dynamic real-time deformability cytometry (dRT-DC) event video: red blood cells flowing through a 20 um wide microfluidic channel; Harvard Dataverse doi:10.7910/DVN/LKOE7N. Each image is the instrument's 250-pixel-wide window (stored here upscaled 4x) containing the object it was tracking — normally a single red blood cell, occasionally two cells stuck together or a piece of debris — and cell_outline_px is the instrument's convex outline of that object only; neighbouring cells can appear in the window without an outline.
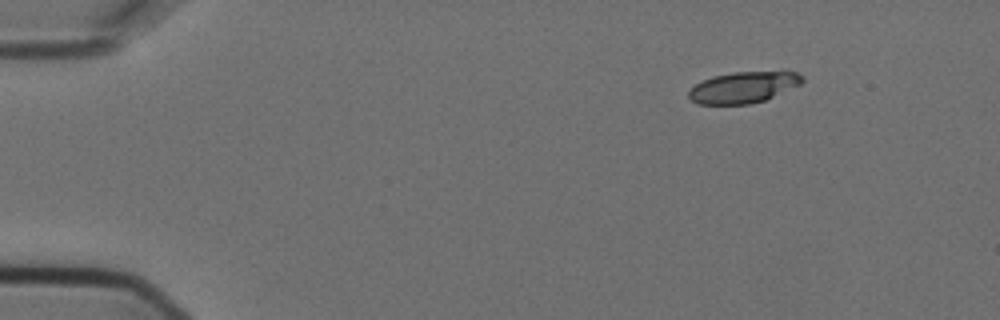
{"species": "Egyptian fruit bat (a non-hibernating species)", "species_latin": "Rousettus aegyptiacus", "temperature_condition": "cold", "stored_images_in_passage": 3, "camera_frame_rate_fps": 3000, "um_per_image_px": 0.085, "animal": {"sex": "female"}, "frame": {"image": 1, "passage_image": 1, "time_ms": 0.0, "image_size_px": [1000, 320], "cell_outline_px": [[804, 80], [800, 84], [764, 100], [748, 104], [700, 104], [692, 100], [688, 96], [688, 92], [696, 84], [712, 76], [732, 72], [796, 72], [804, 76]], "centroid_in_image_um": [63.18, 7.42], "position_along_channel_um": 21.8, "area_um2": 20.29}}
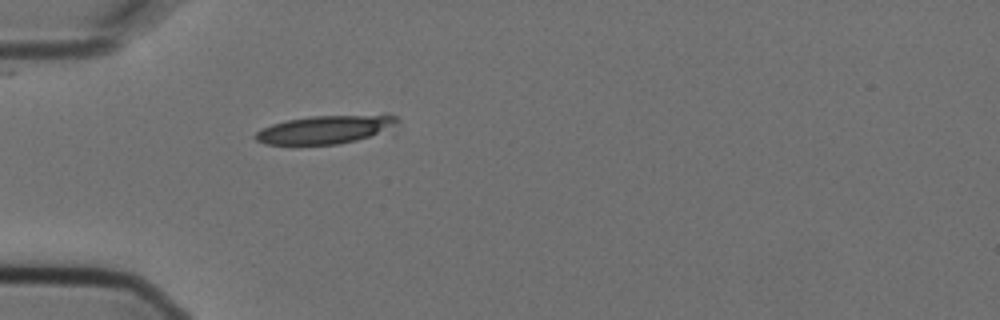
{"frame": {"image": 2, "passage_image": 3, "time_ms": 0.667, "image_size_px": [1000, 320], "cell_outline_px": [[400, 120], [396, 132], [336, 144], [264, 144], [256, 140], [252, 136], [260, 128], [272, 124], [288, 120], [308, 116], [396, 116]], "centroid_in_image_um": [27.74, 11.03], "position_along_channel_um": 57.3, "area_um2": 23.7}}